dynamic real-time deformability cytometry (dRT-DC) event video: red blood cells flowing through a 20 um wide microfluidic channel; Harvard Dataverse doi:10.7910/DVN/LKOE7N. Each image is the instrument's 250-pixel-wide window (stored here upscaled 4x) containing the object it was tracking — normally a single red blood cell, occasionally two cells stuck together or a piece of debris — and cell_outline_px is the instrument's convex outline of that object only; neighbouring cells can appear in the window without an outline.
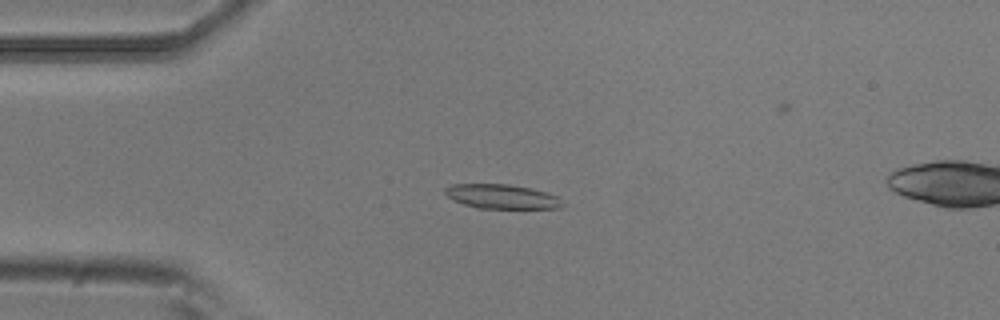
{"species": "common noctule bat (a hibernating species)", "species_latin": "Nyctalus noctula", "temperature_condition": "room temperature", "stored_images_in_passage": 7, "camera_frame_rate_fps": 3000, "um_per_image_px": 0.085, "animal": {"sex": "male", "body_mass_g": 20.5, "forearm_length_mm": 52.5}, "frame": {"image": 1, "passage_image": 2, "time_ms": 0.333, "image_size_px": [1000, 320], "cell_outline_px": [[564, 204], [560, 208], [476, 208], [452, 200], [444, 192], [444, 188], [452, 184], [508, 184], [532, 188], [548, 192], [556, 196]], "centroid_in_image_um": [42.64, 16.7], "position_along_channel_um": 42.4, "area_um2": 16.7}}
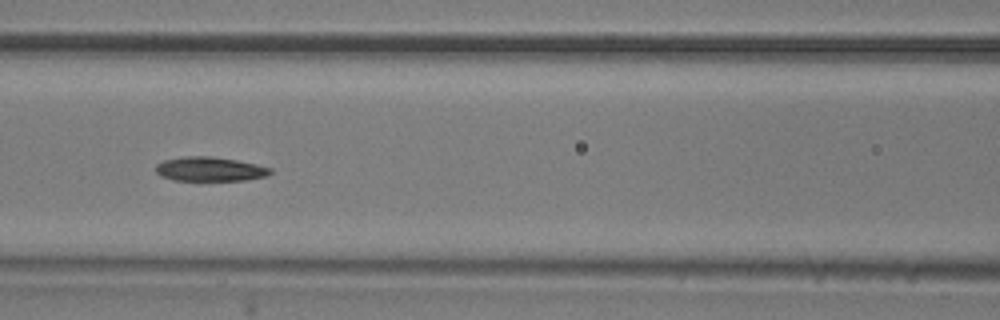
{"frame": {"image": 2, "passage_image": 5, "time_ms": 1.333, "image_size_px": [1000, 320], "cell_outline_px": [[272, 172], [268, 176], [244, 180], [200, 184], [172, 180], [160, 176], [156, 172], [156, 164], [164, 160], [184, 156], [212, 156], [236, 160], [256, 164], [272, 168]], "centroid_in_image_um": [17.81, 14.43], "position_along_channel_um": 148.8, "area_um2": 17.28}}
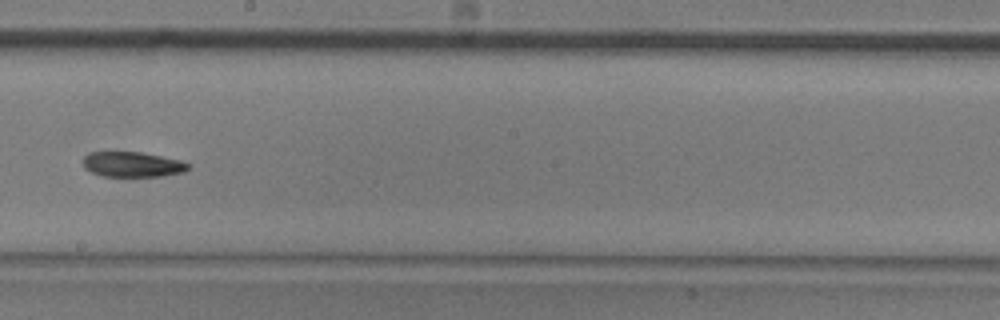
{"frame": {"image": 3, "passage_image": 7, "time_ms": 2.0, "image_size_px": [1000, 320], "cell_outline_px": [[188, 168], [184, 172], [160, 176], [132, 180], [100, 176], [84, 168], [84, 156], [88, 152], [140, 152], [160, 156], [176, 160], [188, 164]], "centroid_in_image_um": [11.18, 14.03], "position_along_channel_um": 237.0, "area_um2": 16.01}}